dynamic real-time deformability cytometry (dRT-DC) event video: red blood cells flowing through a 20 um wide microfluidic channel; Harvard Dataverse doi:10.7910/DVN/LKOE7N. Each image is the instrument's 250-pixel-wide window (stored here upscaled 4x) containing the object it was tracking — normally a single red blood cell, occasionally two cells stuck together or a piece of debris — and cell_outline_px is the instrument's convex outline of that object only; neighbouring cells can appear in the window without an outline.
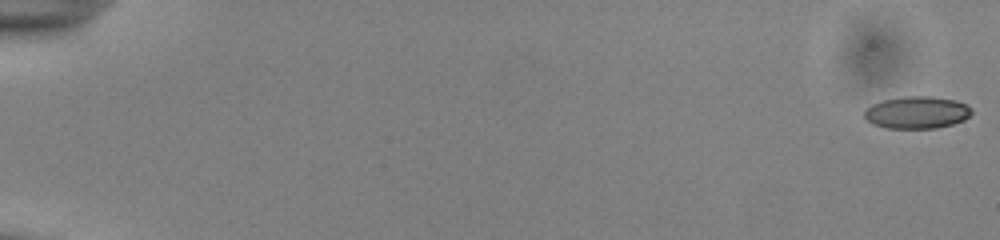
{"species": "common noctule bat (a hibernating species)", "species_latin": "Nyctalus noctula", "temperature_condition": "cold", "stored_images_in_passage": 54, "camera_frame_rate_fps": 3000, "um_per_image_px": 0.085, "animal": {"sex": "male", "body_mass_g": 13.0, "forearm_length_mm": 53.1}, "frame": {"image": 1, "passage_image": 1, "time_ms": 0.0, "image_size_px": [1000, 240], "cell_outline_px": [[972, 112], [964, 120], [952, 124], [936, 128], [884, 128], [872, 124], [864, 116], [864, 112], [872, 104], [884, 100], [908, 96], [932, 96], [956, 100], [968, 104], [972, 108]], "centroid_in_image_um": [77.96, 9.56], "position_along_channel_um": 7.0, "area_um2": 20.17}}
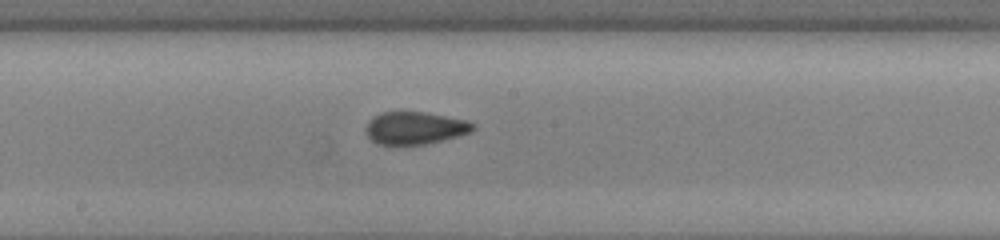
{"frame": {"image": 2, "passage_image": 31, "time_ms": 10.0, "image_size_px": [1000, 240], "cell_outline_px": [[476, 128], [472, 132], [424, 144], [376, 144], [368, 136], [364, 128], [368, 120], [380, 112], [424, 112], [464, 120], [476, 124]], "centroid_in_image_um": [35.23, 10.87], "position_along_channel_um": 213.0, "area_um2": 20.11}}
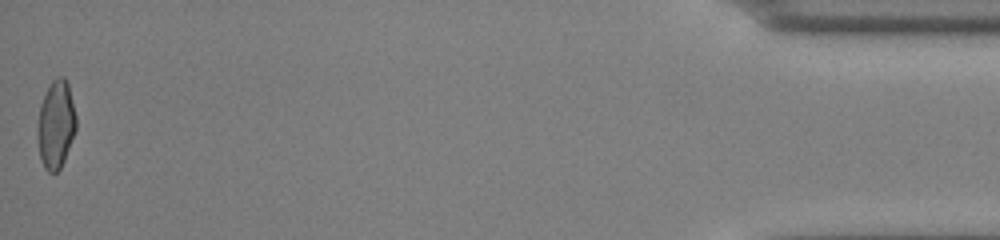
{"frame": {"image": 3, "passage_image": 54, "time_ms": 17.667, "image_size_px": [1000, 240], "cell_outline_px": [[76, 128], [64, 160], [60, 168], [56, 172], [48, 172], [44, 168], [40, 156], [40, 104], [52, 80], [56, 76], [64, 76], [68, 84], [76, 116]], "centroid_in_image_um": [4.79, 10.55], "position_along_channel_um": 430.4, "area_um2": 18.96}, "authors_computed_cell_mechanics": {"area_um2": 20.1722, "velocity_mm_per_s": 3.9468, "shape_relaxation_time_tau1_ms": 9.9407, "shape_relaxation_time_tau2_ms": 1.3175, "deformation_change_tau1": 0.1861, "deformation_change_tau2": 0.0807}}